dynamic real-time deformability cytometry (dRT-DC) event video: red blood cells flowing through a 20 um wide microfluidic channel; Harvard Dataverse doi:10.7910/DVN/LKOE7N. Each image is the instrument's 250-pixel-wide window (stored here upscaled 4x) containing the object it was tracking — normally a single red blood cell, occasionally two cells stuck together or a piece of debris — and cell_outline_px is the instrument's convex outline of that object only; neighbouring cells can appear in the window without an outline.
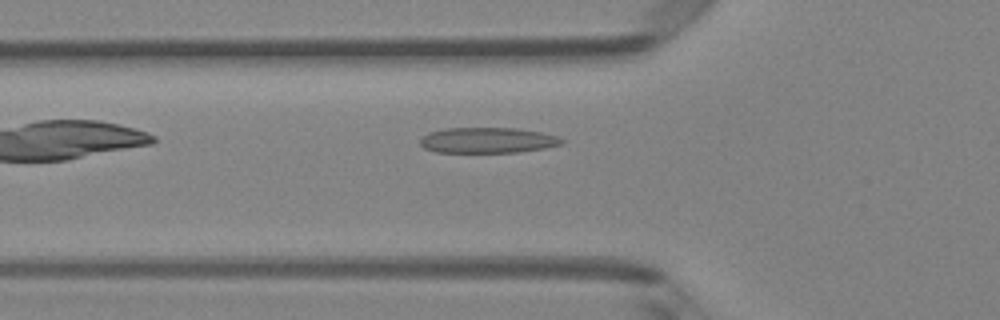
{"species": "Egyptian fruit bat (a non-hibernating species)", "species_latin": "Rousettus aegyptiacus", "temperature_condition": "room temperature", "stored_images_in_passage": 2, "camera_frame_rate_fps": 3000, "um_per_image_px": 0.085, "animal": {"sex": "female"}, "frame": {"image": 1, "passage_image": 2, "time_ms": 0.333, "image_size_px": [1000, 320], "cell_outline_px": [[564, 144], [544, 148], [520, 152], [436, 152], [424, 148], [420, 144], [420, 140], [428, 132], [444, 128], [516, 128], [540, 132], [556, 136], [564, 140]], "centroid_in_image_um": [41.44, 11.92], "position_along_channel_um": 84.4, "area_um2": 21.1}}